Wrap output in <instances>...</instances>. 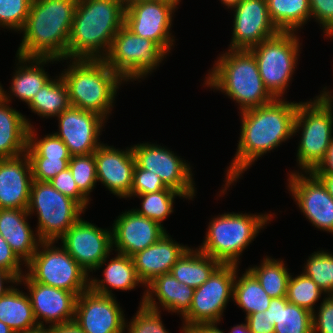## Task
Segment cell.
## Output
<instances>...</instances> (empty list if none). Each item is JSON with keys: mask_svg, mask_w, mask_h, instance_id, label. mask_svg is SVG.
Listing matches in <instances>:
<instances>
[{"mask_svg": "<svg viewBox=\"0 0 333 333\" xmlns=\"http://www.w3.org/2000/svg\"><path fill=\"white\" fill-rule=\"evenodd\" d=\"M285 99H274L268 104L238 112L240 137L235 157L226 168L219 197L227 194L228 188L237 183L258 158L293 138L298 103Z\"/></svg>", "mask_w": 333, "mask_h": 333, "instance_id": "1", "label": "cell"}, {"mask_svg": "<svg viewBox=\"0 0 333 333\" xmlns=\"http://www.w3.org/2000/svg\"><path fill=\"white\" fill-rule=\"evenodd\" d=\"M78 0H33L16 55L65 62Z\"/></svg>", "mask_w": 333, "mask_h": 333, "instance_id": "2", "label": "cell"}, {"mask_svg": "<svg viewBox=\"0 0 333 333\" xmlns=\"http://www.w3.org/2000/svg\"><path fill=\"white\" fill-rule=\"evenodd\" d=\"M124 21L122 0H78L67 59H103Z\"/></svg>", "mask_w": 333, "mask_h": 333, "instance_id": "3", "label": "cell"}, {"mask_svg": "<svg viewBox=\"0 0 333 333\" xmlns=\"http://www.w3.org/2000/svg\"><path fill=\"white\" fill-rule=\"evenodd\" d=\"M209 69L205 87L220 91L232 99L240 112L272 102L261 79L253 53L247 49H227Z\"/></svg>", "mask_w": 333, "mask_h": 333, "instance_id": "4", "label": "cell"}, {"mask_svg": "<svg viewBox=\"0 0 333 333\" xmlns=\"http://www.w3.org/2000/svg\"><path fill=\"white\" fill-rule=\"evenodd\" d=\"M65 60L69 65L60 75L67 85L70 105L108 120L123 79L103 59Z\"/></svg>", "mask_w": 333, "mask_h": 333, "instance_id": "5", "label": "cell"}, {"mask_svg": "<svg viewBox=\"0 0 333 333\" xmlns=\"http://www.w3.org/2000/svg\"><path fill=\"white\" fill-rule=\"evenodd\" d=\"M325 86L320 94L306 102H298L294 136L300 133L296 162L300 170L312 172L325 157L333 140V94Z\"/></svg>", "mask_w": 333, "mask_h": 333, "instance_id": "6", "label": "cell"}, {"mask_svg": "<svg viewBox=\"0 0 333 333\" xmlns=\"http://www.w3.org/2000/svg\"><path fill=\"white\" fill-rule=\"evenodd\" d=\"M274 214L225 212L214 216L208 223L204 240L196 248L221 264L239 265L244 250L273 221Z\"/></svg>", "mask_w": 333, "mask_h": 333, "instance_id": "7", "label": "cell"}, {"mask_svg": "<svg viewBox=\"0 0 333 333\" xmlns=\"http://www.w3.org/2000/svg\"><path fill=\"white\" fill-rule=\"evenodd\" d=\"M298 32H279L249 50L253 53L264 86L275 99L285 98L297 69L302 48Z\"/></svg>", "mask_w": 333, "mask_h": 333, "instance_id": "8", "label": "cell"}, {"mask_svg": "<svg viewBox=\"0 0 333 333\" xmlns=\"http://www.w3.org/2000/svg\"><path fill=\"white\" fill-rule=\"evenodd\" d=\"M30 218L35 214V228L42 241L59 239L86 212L75 200L57 191L47 181H32L27 208Z\"/></svg>", "mask_w": 333, "mask_h": 333, "instance_id": "9", "label": "cell"}, {"mask_svg": "<svg viewBox=\"0 0 333 333\" xmlns=\"http://www.w3.org/2000/svg\"><path fill=\"white\" fill-rule=\"evenodd\" d=\"M167 56L155 42L134 34L123 25L103 60L127 83L144 80Z\"/></svg>", "mask_w": 333, "mask_h": 333, "instance_id": "10", "label": "cell"}, {"mask_svg": "<svg viewBox=\"0 0 333 333\" xmlns=\"http://www.w3.org/2000/svg\"><path fill=\"white\" fill-rule=\"evenodd\" d=\"M58 241H42L31 260L24 265L26 273L40 284L60 288L77 297L89 288V274Z\"/></svg>", "mask_w": 333, "mask_h": 333, "instance_id": "11", "label": "cell"}, {"mask_svg": "<svg viewBox=\"0 0 333 333\" xmlns=\"http://www.w3.org/2000/svg\"><path fill=\"white\" fill-rule=\"evenodd\" d=\"M235 264H221L201 286L194 290L189 310L181 317V333L197 324H220L227 304L233 299Z\"/></svg>", "mask_w": 333, "mask_h": 333, "instance_id": "12", "label": "cell"}, {"mask_svg": "<svg viewBox=\"0 0 333 333\" xmlns=\"http://www.w3.org/2000/svg\"><path fill=\"white\" fill-rule=\"evenodd\" d=\"M131 148L139 168L157 174L166 187L193 201L197 190L190 162H186L184 158L176 155L177 153L157 142L137 143Z\"/></svg>", "mask_w": 333, "mask_h": 333, "instance_id": "13", "label": "cell"}, {"mask_svg": "<svg viewBox=\"0 0 333 333\" xmlns=\"http://www.w3.org/2000/svg\"><path fill=\"white\" fill-rule=\"evenodd\" d=\"M178 9L164 0L130 4L125 6L124 25L134 34L152 40L169 55L176 42L171 28Z\"/></svg>", "mask_w": 333, "mask_h": 333, "instance_id": "14", "label": "cell"}, {"mask_svg": "<svg viewBox=\"0 0 333 333\" xmlns=\"http://www.w3.org/2000/svg\"><path fill=\"white\" fill-rule=\"evenodd\" d=\"M289 194L312 226L333 234V198L312 172L290 171Z\"/></svg>", "mask_w": 333, "mask_h": 333, "instance_id": "15", "label": "cell"}, {"mask_svg": "<svg viewBox=\"0 0 333 333\" xmlns=\"http://www.w3.org/2000/svg\"><path fill=\"white\" fill-rule=\"evenodd\" d=\"M59 240L89 275L113 252L111 227L103 229L82 217Z\"/></svg>", "mask_w": 333, "mask_h": 333, "instance_id": "16", "label": "cell"}, {"mask_svg": "<svg viewBox=\"0 0 333 333\" xmlns=\"http://www.w3.org/2000/svg\"><path fill=\"white\" fill-rule=\"evenodd\" d=\"M117 297L90 288L76 300L74 322L84 333H125V314Z\"/></svg>", "mask_w": 333, "mask_h": 333, "instance_id": "17", "label": "cell"}, {"mask_svg": "<svg viewBox=\"0 0 333 333\" xmlns=\"http://www.w3.org/2000/svg\"><path fill=\"white\" fill-rule=\"evenodd\" d=\"M56 120L59 127L54 134L64 142L72 156L94 153L102 144L99 136L108 122L95 112L71 105Z\"/></svg>", "mask_w": 333, "mask_h": 333, "instance_id": "18", "label": "cell"}, {"mask_svg": "<svg viewBox=\"0 0 333 333\" xmlns=\"http://www.w3.org/2000/svg\"><path fill=\"white\" fill-rule=\"evenodd\" d=\"M18 282L29 291L27 293L39 327L74 322L77 300L74 293L35 282L27 273Z\"/></svg>", "mask_w": 333, "mask_h": 333, "instance_id": "19", "label": "cell"}, {"mask_svg": "<svg viewBox=\"0 0 333 333\" xmlns=\"http://www.w3.org/2000/svg\"><path fill=\"white\" fill-rule=\"evenodd\" d=\"M233 10L232 39L228 49H247L277 35L266 0H242Z\"/></svg>", "mask_w": 333, "mask_h": 333, "instance_id": "20", "label": "cell"}, {"mask_svg": "<svg viewBox=\"0 0 333 333\" xmlns=\"http://www.w3.org/2000/svg\"><path fill=\"white\" fill-rule=\"evenodd\" d=\"M113 222V251L130 257L156 243L167 232L164 226L133 209L122 212Z\"/></svg>", "mask_w": 333, "mask_h": 333, "instance_id": "21", "label": "cell"}, {"mask_svg": "<svg viewBox=\"0 0 333 333\" xmlns=\"http://www.w3.org/2000/svg\"><path fill=\"white\" fill-rule=\"evenodd\" d=\"M97 182H101L116 197L130 198L134 168L136 166L131 146L115 148L102 142L94 152Z\"/></svg>", "mask_w": 333, "mask_h": 333, "instance_id": "22", "label": "cell"}, {"mask_svg": "<svg viewBox=\"0 0 333 333\" xmlns=\"http://www.w3.org/2000/svg\"><path fill=\"white\" fill-rule=\"evenodd\" d=\"M31 164L26 153L0 159V209H27L32 184Z\"/></svg>", "mask_w": 333, "mask_h": 333, "instance_id": "23", "label": "cell"}, {"mask_svg": "<svg viewBox=\"0 0 333 333\" xmlns=\"http://www.w3.org/2000/svg\"><path fill=\"white\" fill-rule=\"evenodd\" d=\"M194 290L181 284L170 272L165 273L146 285L139 305L160 312L162 307L163 311L182 317L191 306Z\"/></svg>", "mask_w": 333, "mask_h": 333, "instance_id": "24", "label": "cell"}, {"mask_svg": "<svg viewBox=\"0 0 333 333\" xmlns=\"http://www.w3.org/2000/svg\"><path fill=\"white\" fill-rule=\"evenodd\" d=\"M189 248L173 240L167 231L156 243L132 256L138 278L146 286L155 277L169 273Z\"/></svg>", "mask_w": 333, "mask_h": 333, "instance_id": "25", "label": "cell"}, {"mask_svg": "<svg viewBox=\"0 0 333 333\" xmlns=\"http://www.w3.org/2000/svg\"><path fill=\"white\" fill-rule=\"evenodd\" d=\"M15 62L16 69L12 75L10 90L5 91L2 87V98L12 103L11 99L15 97L28 105L36 93L51 79L49 73L45 72L44 66L60 61L54 58H25L16 55Z\"/></svg>", "mask_w": 333, "mask_h": 333, "instance_id": "26", "label": "cell"}, {"mask_svg": "<svg viewBox=\"0 0 333 333\" xmlns=\"http://www.w3.org/2000/svg\"><path fill=\"white\" fill-rule=\"evenodd\" d=\"M29 216L27 209H0V234L25 265L42 242L30 226Z\"/></svg>", "mask_w": 333, "mask_h": 333, "instance_id": "27", "label": "cell"}, {"mask_svg": "<svg viewBox=\"0 0 333 333\" xmlns=\"http://www.w3.org/2000/svg\"><path fill=\"white\" fill-rule=\"evenodd\" d=\"M110 255L102 260L94 270V272L100 270V268L106 265L102 272L103 279L93 277L91 274L89 275V288L92 291L107 296H114L115 294L112 293L113 289L127 292L135 289L137 286L142 285V287H146L138 278L132 257L117 252L114 258L112 257L108 260Z\"/></svg>", "mask_w": 333, "mask_h": 333, "instance_id": "28", "label": "cell"}, {"mask_svg": "<svg viewBox=\"0 0 333 333\" xmlns=\"http://www.w3.org/2000/svg\"><path fill=\"white\" fill-rule=\"evenodd\" d=\"M29 118L0 99V159L26 153L28 130L33 127Z\"/></svg>", "mask_w": 333, "mask_h": 333, "instance_id": "29", "label": "cell"}, {"mask_svg": "<svg viewBox=\"0 0 333 333\" xmlns=\"http://www.w3.org/2000/svg\"><path fill=\"white\" fill-rule=\"evenodd\" d=\"M0 297V321L8 325L15 333L38 328L29 295L16 286Z\"/></svg>", "mask_w": 333, "mask_h": 333, "instance_id": "30", "label": "cell"}, {"mask_svg": "<svg viewBox=\"0 0 333 333\" xmlns=\"http://www.w3.org/2000/svg\"><path fill=\"white\" fill-rule=\"evenodd\" d=\"M267 315L274 333H313L312 313L290 303L286 297L272 298Z\"/></svg>", "mask_w": 333, "mask_h": 333, "instance_id": "31", "label": "cell"}, {"mask_svg": "<svg viewBox=\"0 0 333 333\" xmlns=\"http://www.w3.org/2000/svg\"><path fill=\"white\" fill-rule=\"evenodd\" d=\"M221 265L197 248H189L172 266L170 273L181 283L194 289L209 279Z\"/></svg>", "mask_w": 333, "mask_h": 333, "instance_id": "32", "label": "cell"}, {"mask_svg": "<svg viewBox=\"0 0 333 333\" xmlns=\"http://www.w3.org/2000/svg\"><path fill=\"white\" fill-rule=\"evenodd\" d=\"M268 14L280 32H298L311 21L309 0H266Z\"/></svg>", "mask_w": 333, "mask_h": 333, "instance_id": "33", "label": "cell"}, {"mask_svg": "<svg viewBox=\"0 0 333 333\" xmlns=\"http://www.w3.org/2000/svg\"><path fill=\"white\" fill-rule=\"evenodd\" d=\"M54 76L27 105L40 118H55L70 106L68 88L61 75Z\"/></svg>", "mask_w": 333, "mask_h": 333, "instance_id": "34", "label": "cell"}, {"mask_svg": "<svg viewBox=\"0 0 333 333\" xmlns=\"http://www.w3.org/2000/svg\"><path fill=\"white\" fill-rule=\"evenodd\" d=\"M236 265V276L233 284V301L241 308L246 316L268 309L271 297L264 291L255 276L248 270L240 276Z\"/></svg>", "mask_w": 333, "mask_h": 333, "instance_id": "35", "label": "cell"}, {"mask_svg": "<svg viewBox=\"0 0 333 333\" xmlns=\"http://www.w3.org/2000/svg\"><path fill=\"white\" fill-rule=\"evenodd\" d=\"M271 257L266 255L258 266L253 265L247 269L271 298L286 297L287 284L292 273H289L285 261Z\"/></svg>", "mask_w": 333, "mask_h": 333, "instance_id": "36", "label": "cell"}, {"mask_svg": "<svg viewBox=\"0 0 333 333\" xmlns=\"http://www.w3.org/2000/svg\"><path fill=\"white\" fill-rule=\"evenodd\" d=\"M135 198L141 200V208H133V210L141 216L154 220L163 226V221L174 212V199L179 197L185 200V197L171 189L166 188L161 191L136 195Z\"/></svg>", "mask_w": 333, "mask_h": 333, "instance_id": "37", "label": "cell"}, {"mask_svg": "<svg viewBox=\"0 0 333 333\" xmlns=\"http://www.w3.org/2000/svg\"><path fill=\"white\" fill-rule=\"evenodd\" d=\"M322 295L326 296L320 287L303 272L295 275V277L290 275L286 295V298L290 303L313 313L316 308V302L321 299Z\"/></svg>", "mask_w": 333, "mask_h": 333, "instance_id": "38", "label": "cell"}, {"mask_svg": "<svg viewBox=\"0 0 333 333\" xmlns=\"http://www.w3.org/2000/svg\"><path fill=\"white\" fill-rule=\"evenodd\" d=\"M303 265L302 272L311 278L326 296L333 295V253L321 248L308 256Z\"/></svg>", "mask_w": 333, "mask_h": 333, "instance_id": "39", "label": "cell"}, {"mask_svg": "<svg viewBox=\"0 0 333 333\" xmlns=\"http://www.w3.org/2000/svg\"><path fill=\"white\" fill-rule=\"evenodd\" d=\"M37 128L29 127L28 146L26 154L28 158H71L67 146L53 132L42 138L37 135Z\"/></svg>", "mask_w": 333, "mask_h": 333, "instance_id": "40", "label": "cell"}, {"mask_svg": "<svg viewBox=\"0 0 333 333\" xmlns=\"http://www.w3.org/2000/svg\"><path fill=\"white\" fill-rule=\"evenodd\" d=\"M78 189L91 201L90 193L97 185V173L94 153L73 155L68 163Z\"/></svg>", "mask_w": 333, "mask_h": 333, "instance_id": "41", "label": "cell"}, {"mask_svg": "<svg viewBox=\"0 0 333 333\" xmlns=\"http://www.w3.org/2000/svg\"><path fill=\"white\" fill-rule=\"evenodd\" d=\"M33 0H0V27L20 32L27 20Z\"/></svg>", "mask_w": 333, "mask_h": 333, "instance_id": "42", "label": "cell"}, {"mask_svg": "<svg viewBox=\"0 0 333 333\" xmlns=\"http://www.w3.org/2000/svg\"><path fill=\"white\" fill-rule=\"evenodd\" d=\"M125 320L126 333H169L161 318L160 311L139 305L130 322ZM127 329V330H126Z\"/></svg>", "mask_w": 333, "mask_h": 333, "instance_id": "43", "label": "cell"}, {"mask_svg": "<svg viewBox=\"0 0 333 333\" xmlns=\"http://www.w3.org/2000/svg\"><path fill=\"white\" fill-rule=\"evenodd\" d=\"M71 158H29L32 179L35 181H50L61 171L68 168Z\"/></svg>", "mask_w": 333, "mask_h": 333, "instance_id": "44", "label": "cell"}, {"mask_svg": "<svg viewBox=\"0 0 333 333\" xmlns=\"http://www.w3.org/2000/svg\"><path fill=\"white\" fill-rule=\"evenodd\" d=\"M57 191L63 195L75 200L85 211L90 205V200L78 189L76 182L73 179L72 173L68 168L61 171L54 178L48 181Z\"/></svg>", "mask_w": 333, "mask_h": 333, "instance_id": "45", "label": "cell"}, {"mask_svg": "<svg viewBox=\"0 0 333 333\" xmlns=\"http://www.w3.org/2000/svg\"><path fill=\"white\" fill-rule=\"evenodd\" d=\"M160 177L148 170L141 169L137 165L134 168L133 182L130 199L136 195L153 193L166 189Z\"/></svg>", "mask_w": 333, "mask_h": 333, "instance_id": "46", "label": "cell"}, {"mask_svg": "<svg viewBox=\"0 0 333 333\" xmlns=\"http://www.w3.org/2000/svg\"><path fill=\"white\" fill-rule=\"evenodd\" d=\"M311 19L319 24L327 39H333V0H309Z\"/></svg>", "mask_w": 333, "mask_h": 333, "instance_id": "47", "label": "cell"}, {"mask_svg": "<svg viewBox=\"0 0 333 333\" xmlns=\"http://www.w3.org/2000/svg\"><path fill=\"white\" fill-rule=\"evenodd\" d=\"M318 307L312 313L313 333H333V299L324 296Z\"/></svg>", "mask_w": 333, "mask_h": 333, "instance_id": "48", "label": "cell"}, {"mask_svg": "<svg viewBox=\"0 0 333 333\" xmlns=\"http://www.w3.org/2000/svg\"><path fill=\"white\" fill-rule=\"evenodd\" d=\"M24 263L12 251L9 244L0 234V268L11 273L17 280H19L25 273L26 269H22Z\"/></svg>", "mask_w": 333, "mask_h": 333, "instance_id": "49", "label": "cell"}, {"mask_svg": "<svg viewBox=\"0 0 333 333\" xmlns=\"http://www.w3.org/2000/svg\"><path fill=\"white\" fill-rule=\"evenodd\" d=\"M245 320L254 333H274V325L269 322L267 310L245 316Z\"/></svg>", "mask_w": 333, "mask_h": 333, "instance_id": "50", "label": "cell"}, {"mask_svg": "<svg viewBox=\"0 0 333 333\" xmlns=\"http://www.w3.org/2000/svg\"><path fill=\"white\" fill-rule=\"evenodd\" d=\"M313 174H333V140L331 141L325 157L312 171Z\"/></svg>", "mask_w": 333, "mask_h": 333, "instance_id": "51", "label": "cell"}, {"mask_svg": "<svg viewBox=\"0 0 333 333\" xmlns=\"http://www.w3.org/2000/svg\"><path fill=\"white\" fill-rule=\"evenodd\" d=\"M17 282L18 280L11 273L0 268V297L3 296L9 289H11Z\"/></svg>", "mask_w": 333, "mask_h": 333, "instance_id": "52", "label": "cell"}, {"mask_svg": "<svg viewBox=\"0 0 333 333\" xmlns=\"http://www.w3.org/2000/svg\"><path fill=\"white\" fill-rule=\"evenodd\" d=\"M217 323L197 324L185 330V333H225Z\"/></svg>", "mask_w": 333, "mask_h": 333, "instance_id": "53", "label": "cell"}, {"mask_svg": "<svg viewBox=\"0 0 333 333\" xmlns=\"http://www.w3.org/2000/svg\"><path fill=\"white\" fill-rule=\"evenodd\" d=\"M49 333H84L75 322L49 326Z\"/></svg>", "mask_w": 333, "mask_h": 333, "instance_id": "54", "label": "cell"}, {"mask_svg": "<svg viewBox=\"0 0 333 333\" xmlns=\"http://www.w3.org/2000/svg\"><path fill=\"white\" fill-rule=\"evenodd\" d=\"M325 186L329 195L333 198V174H314Z\"/></svg>", "mask_w": 333, "mask_h": 333, "instance_id": "55", "label": "cell"}, {"mask_svg": "<svg viewBox=\"0 0 333 333\" xmlns=\"http://www.w3.org/2000/svg\"><path fill=\"white\" fill-rule=\"evenodd\" d=\"M228 333H254L249 327L245 320V323L237 324L231 328Z\"/></svg>", "mask_w": 333, "mask_h": 333, "instance_id": "56", "label": "cell"}, {"mask_svg": "<svg viewBox=\"0 0 333 333\" xmlns=\"http://www.w3.org/2000/svg\"><path fill=\"white\" fill-rule=\"evenodd\" d=\"M221 4H223L224 6H226L227 9H231L233 7H235L240 1L242 0H220Z\"/></svg>", "mask_w": 333, "mask_h": 333, "instance_id": "57", "label": "cell"}, {"mask_svg": "<svg viewBox=\"0 0 333 333\" xmlns=\"http://www.w3.org/2000/svg\"><path fill=\"white\" fill-rule=\"evenodd\" d=\"M21 333H49L48 327H38L36 329L30 330V331H25Z\"/></svg>", "mask_w": 333, "mask_h": 333, "instance_id": "58", "label": "cell"}, {"mask_svg": "<svg viewBox=\"0 0 333 333\" xmlns=\"http://www.w3.org/2000/svg\"><path fill=\"white\" fill-rule=\"evenodd\" d=\"M0 333H15L8 325L0 321Z\"/></svg>", "mask_w": 333, "mask_h": 333, "instance_id": "59", "label": "cell"}, {"mask_svg": "<svg viewBox=\"0 0 333 333\" xmlns=\"http://www.w3.org/2000/svg\"><path fill=\"white\" fill-rule=\"evenodd\" d=\"M142 1H154V0H125L124 5L129 6L130 4H135Z\"/></svg>", "mask_w": 333, "mask_h": 333, "instance_id": "60", "label": "cell"}, {"mask_svg": "<svg viewBox=\"0 0 333 333\" xmlns=\"http://www.w3.org/2000/svg\"><path fill=\"white\" fill-rule=\"evenodd\" d=\"M164 1L170 2V3L174 4L178 8V6L180 5V2L182 0H164Z\"/></svg>", "mask_w": 333, "mask_h": 333, "instance_id": "61", "label": "cell"}, {"mask_svg": "<svg viewBox=\"0 0 333 333\" xmlns=\"http://www.w3.org/2000/svg\"><path fill=\"white\" fill-rule=\"evenodd\" d=\"M2 85H1V83H0V99L2 98Z\"/></svg>", "mask_w": 333, "mask_h": 333, "instance_id": "62", "label": "cell"}]
</instances>
